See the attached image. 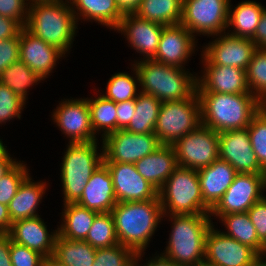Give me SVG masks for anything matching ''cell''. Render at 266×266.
Returning <instances> with one entry per match:
<instances>
[{
	"instance_id": "16",
	"label": "cell",
	"mask_w": 266,
	"mask_h": 266,
	"mask_svg": "<svg viewBox=\"0 0 266 266\" xmlns=\"http://www.w3.org/2000/svg\"><path fill=\"white\" fill-rule=\"evenodd\" d=\"M219 158L227 161L237 173L266 174L252 149L247 128L219 133Z\"/></svg>"
},
{
	"instance_id": "59",
	"label": "cell",
	"mask_w": 266,
	"mask_h": 266,
	"mask_svg": "<svg viewBox=\"0 0 266 266\" xmlns=\"http://www.w3.org/2000/svg\"><path fill=\"white\" fill-rule=\"evenodd\" d=\"M3 139H0V154L6 150L7 146L6 144H3Z\"/></svg>"
},
{
	"instance_id": "27",
	"label": "cell",
	"mask_w": 266,
	"mask_h": 266,
	"mask_svg": "<svg viewBox=\"0 0 266 266\" xmlns=\"http://www.w3.org/2000/svg\"><path fill=\"white\" fill-rule=\"evenodd\" d=\"M69 2L77 24L80 20L91 23L95 21L115 31L124 17L115 0H69Z\"/></svg>"
},
{
	"instance_id": "26",
	"label": "cell",
	"mask_w": 266,
	"mask_h": 266,
	"mask_svg": "<svg viewBox=\"0 0 266 266\" xmlns=\"http://www.w3.org/2000/svg\"><path fill=\"white\" fill-rule=\"evenodd\" d=\"M33 181L29 174L20 184L16 195L9 202L8 210L12 223L40 216L36 210H38L39 204L42 203V197L46 193L48 183L42 180Z\"/></svg>"
},
{
	"instance_id": "40",
	"label": "cell",
	"mask_w": 266,
	"mask_h": 266,
	"mask_svg": "<svg viewBox=\"0 0 266 266\" xmlns=\"http://www.w3.org/2000/svg\"><path fill=\"white\" fill-rule=\"evenodd\" d=\"M136 255L130 248L121 244L97 248L92 266H130Z\"/></svg>"
},
{
	"instance_id": "39",
	"label": "cell",
	"mask_w": 266,
	"mask_h": 266,
	"mask_svg": "<svg viewBox=\"0 0 266 266\" xmlns=\"http://www.w3.org/2000/svg\"><path fill=\"white\" fill-rule=\"evenodd\" d=\"M247 129L257 160L266 170V105L254 115Z\"/></svg>"
},
{
	"instance_id": "45",
	"label": "cell",
	"mask_w": 266,
	"mask_h": 266,
	"mask_svg": "<svg viewBox=\"0 0 266 266\" xmlns=\"http://www.w3.org/2000/svg\"><path fill=\"white\" fill-rule=\"evenodd\" d=\"M20 33L12 38L0 41V75L12 63L19 60Z\"/></svg>"
},
{
	"instance_id": "3",
	"label": "cell",
	"mask_w": 266,
	"mask_h": 266,
	"mask_svg": "<svg viewBox=\"0 0 266 266\" xmlns=\"http://www.w3.org/2000/svg\"><path fill=\"white\" fill-rule=\"evenodd\" d=\"M169 218L171 232L165 250L161 253L180 266L204 262L205 239L213 225L210 214L163 215Z\"/></svg>"
},
{
	"instance_id": "25",
	"label": "cell",
	"mask_w": 266,
	"mask_h": 266,
	"mask_svg": "<svg viewBox=\"0 0 266 266\" xmlns=\"http://www.w3.org/2000/svg\"><path fill=\"white\" fill-rule=\"evenodd\" d=\"M134 165L138 173L157 190L178 167L172 145H160L154 152L138 160Z\"/></svg>"
},
{
	"instance_id": "61",
	"label": "cell",
	"mask_w": 266,
	"mask_h": 266,
	"mask_svg": "<svg viewBox=\"0 0 266 266\" xmlns=\"http://www.w3.org/2000/svg\"><path fill=\"white\" fill-rule=\"evenodd\" d=\"M259 259H261L266 264V255H259Z\"/></svg>"
},
{
	"instance_id": "43",
	"label": "cell",
	"mask_w": 266,
	"mask_h": 266,
	"mask_svg": "<svg viewBox=\"0 0 266 266\" xmlns=\"http://www.w3.org/2000/svg\"><path fill=\"white\" fill-rule=\"evenodd\" d=\"M12 266H41L44 256L10 240Z\"/></svg>"
},
{
	"instance_id": "46",
	"label": "cell",
	"mask_w": 266,
	"mask_h": 266,
	"mask_svg": "<svg viewBox=\"0 0 266 266\" xmlns=\"http://www.w3.org/2000/svg\"><path fill=\"white\" fill-rule=\"evenodd\" d=\"M247 213L255 227L258 239L263 243L266 240V195L257 201Z\"/></svg>"
},
{
	"instance_id": "37",
	"label": "cell",
	"mask_w": 266,
	"mask_h": 266,
	"mask_svg": "<svg viewBox=\"0 0 266 266\" xmlns=\"http://www.w3.org/2000/svg\"><path fill=\"white\" fill-rule=\"evenodd\" d=\"M250 94L266 105V49L257 48L246 70Z\"/></svg>"
},
{
	"instance_id": "11",
	"label": "cell",
	"mask_w": 266,
	"mask_h": 266,
	"mask_svg": "<svg viewBox=\"0 0 266 266\" xmlns=\"http://www.w3.org/2000/svg\"><path fill=\"white\" fill-rule=\"evenodd\" d=\"M100 142L103 146V163L135 164L161 145L154 133L136 134L126 130H117Z\"/></svg>"
},
{
	"instance_id": "35",
	"label": "cell",
	"mask_w": 266,
	"mask_h": 266,
	"mask_svg": "<svg viewBox=\"0 0 266 266\" xmlns=\"http://www.w3.org/2000/svg\"><path fill=\"white\" fill-rule=\"evenodd\" d=\"M44 80L20 59L8 66L0 75V82L25 102L28 100L30 87Z\"/></svg>"
},
{
	"instance_id": "5",
	"label": "cell",
	"mask_w": 266,
	"mask_h": 266,
	"mask_svg": "<svg viewBox=\"0 0 266 266\" xmlns=\"http://www.w3.org/2000/svg\"><path fill=\"white\" fill-rule=\"evenodd\" d=\"M139 75L140 92L153 95L161 102L189 98L197 86V73L168 66L153 60L133 63Z\"/></svg>"
},
{
	"instance_id": "52",
	"label": "cell",
	"mask_w": 266,
	"mask_h": 266,
	"mask_svg": "<svg viewBox=\"0 0 266 266\" xmlns=\"http://www.w3.org/2000/svg\"><path fill=\"white\" fill-rule=\"evenodd\" d=\"M141 1L142 0H115L118 9L123 15L135 13Z\"/></svg>"
},
{
	"instance_id": "32",
	"label": "cell",
	"mask_w": 266,
	"mask_h": 266,
	"mask_svg": "<svg viewBox=\"0 0 266 266\" xmlns=\"http://www.w3.org/2000/svg\"><path fill=\"white\" fill-rule=\"evenodd\" d=\"M221 221L227 231H222L226 236L253 248L258 254L261 252L262 242L258 239L255 227L247 212L226 215H210Z\"/></svg>"
},
{
	"instance_id": "57",
	"label": "cell",
	"mask_w": 266,
	"mask_h": 266,
	"mask_svg": "<svg viewBox=\"0 0 266 266\" xmlns=\"http://www.w3.org/2000/svg\"><path fill=\"white\" fill-rule=\"evenodd\" d=\"M52 1H57V0H27V2L30 4H33L35 2H52Z\"/></svg>"
},
{
	"instance_id": "6",
	"label": "cell",
	"mask_w": 266,
	"mask_h": 266,
	"mask_svg": "<svg viewBox=\"0 0 266 266\" xmlns=\"http://www.w3.org/2000/svg\"><path fill=\"white\" fill-rule=\"evenodd\" d=\"M98 142H68L60 164L63 204L76 203L80 199L92 174L103 163V146L101 144L99 148Z\"/></svg>"
},
{
	"instance_id": "19",
	"label": "cell",
	"mask_w": 266,
	"mask_h": 266,
	"mask_svg": "<svg viewBox=\"0 0 266 266\" xmlns=\"http://www.w3.org/2000/svg\"><path fill=\"white\" fill-rule=\"evenodd\" d=\"M163 27L164 25L140 18L133 13L124 15L115 31L123 34L130 47L143 56L134 60L135 63L155 57Z\"/></svg>"
},
{
	"instance_id": "60",
	"label": "cell",
	"mask_w": 266,
	"mask_h": 266,
	"mask_svg": "<svg viewBox=\"0 0 266 266\" xmlns=\"http://www.w3.org/2000/svg\"><path fill=\"white\" fill-rule=\"evenodd\" d=\"M254 266H266V264L261 259H259Z\"/></svg>"
},
{
	"instance_id": "58",
	"label": "cell",
	"mask_w": 266,
	"mask_h": 266,
	"mask_svg": "<svg viewBox=\"0 0 266 266\" xmlns=\"http://www.w3.org/2000/svg\"><path fill=\"white\" fill-rule=\"evenodd\" d=\"M259 255H266V240L262 243L261 252Z\"/></svg>"
},
{
	"instance_id": "41",
	"label": "cell",
	"mask_w": 266,
	"mask_h": 266,
	"mask_svg": "<svg viewBox=\"0 0 266 266\" xmlns=\"http://www.w3.org/2000/svg\"><path fill=\"white\" fill-rule=\"evenodd\" d=\"M19 161L7 174L0 179V204L7 205L16 195V192L23 180L31 173L23 163Z\"/></svg>"
},
{
	"instance_id": "47",
	"label": "cell",
	"mask_w": 266,
	"mask_h": 266,
	"mask_svg": "<svg viewBox=\"0 0 266 266\" xmlns=\"http://www.w3.org/2000/svg\"><path fill=\"white\" fill-rule=\"evenodd\" d=\"M117 130H124L135 114V99L116 103Z\"/></svg>"
},
{
	"instance_id": "48",
	"label": "cell",
	"mask_w": 266,
	"mask_h": 266,
	"mask_svg": "<svg viewBox=\"0 0 266 266\" xmlns=\"http://www.w3.org/2000/svg\"><path fill=\"white\" fill-rule=\"evenodd\" d=\"M22 28L17 21L0 15V41L17 36Z\"/></svg>"
},
{
	"instance_id": "18",
	"label": "cell",
	"mask_w": 266,
	"mask_h": 266,
	"mask_svg": "<svg viewBox=\"0 0 266 266\" xmlns=\"http://www.w3.org/2000/svg\"><path fill=\"white\" fill-rule=\"evenodd\" d=\"M196 37L183 25L164 26L153 61L185 69L197 50Z\"/></svg>"
},
{
	"instance_id": "9",
	"label": "cell",
	"mask_w": 266,
	"mask_h": 266,
	"mask_svg": "<svg viewBox=\"0 0 266 266\" xmlns=\"http://www.w3.org/2000/svg\"><path fill=\"white\" fill-rule=\"evenodd\" d=\"M230 1L183 0L180 24L195 37H211L226 33Z\"/></svg>"
},
{
	"instance_id": "62",
	"label": "cell",
	"mask_w": 266,
	"mask_h": 266,
	"mask_svg": "<svg viewBox=\"0 0 266 266\" xmlns=\"http://www.w3.org/2000/svg\"><path fill=\"white\" fill-rule=\"evenodd\" d=\"M193 266H212V265H209V264L203 262L201 264H197V265H193Z\"/></svg>"
},
{
	"instance_id": "55",
	"label": "cell",
	"mask_w": 266,
	"mask_h": 266,
	"mask_svg": "<svg viewBox=\"0 0 266 266\" xmlns=\"http://www.w3.org/2000/svg\"><path fill=\"white\" fill-rule=\"evenodd\" d=\"M41 266H65V265L59 262L55 257L48 256L44 257Z\"/></svg>"
},
{
	"instance_id": "51",
	"label": "cell",
	"mask_w": 266,
	"mask_h": 266,
	"mask_svg": "<svg viewBox=\"0 0 266 266\" xmlns=\"http://www.w3.org/2000/svg\"><path fill=\"white\" fill-rule=\"evenodd\" d=\"M19 161L16 157L13 159L6 149L0 154V179L7 174Z\"/></svg>"
},
{
	"instance_id": "49",
	"label": "cell",
	"mask_w": 266,
	"mask_h": 266,
	"mask_svg": "<svg viewBox=\"0 0 266 266\" xmlns=\"http://www.w3.org/2000/svg\"><path fill=\"white\" fill-rule=\"evenodd\" d=\"M251 40L257 48L266 49V9L261 16Z\"/></svg>"
},
{
	"instance_id": "30",
	"label": "cell",
	"mask_w": 266,
	"mask_h": 266,
	"mask_svg": "<svg viewBox=\"0 0 266 266\" xmlns=\"http://www.w3.org/2000/svg\"><path fill=\"white\" fill-rule=\"evenodd\" d=\"M96 251L97 248L86 241L57 236L52 256L65 266H92Z\"/></svg>"
},
{
	"instance_id": "50",
	"label": "cell",
	"mask_w": 266,
	"mask_h": 266,
	"mask_svg": "<svg viewBox=\"0 0 266 266\" xmlns=\"http://www.w3.org/2000/svg\"><path fill=\"white\" fill-rule=\"evenodd\" d=\"M10 240L8 233H0V266H12Z\"/></svg>"
},
{
	"instance_id": "8",
	"label": "cell",
	"mask_w": 266,
	"mask_h": 266,
	"mask_svg": "<svg viewBox=\"0 0 266 266\" xmlns=\"http://www.w3.org/2000/svg\"><path fill=\"white\" fill-rule=\"evenodd\" d=\"M199 125H201V106L195 91L184 100L161 103L154 134L161 145H173Z\"/></svg>"
},
{
	"instance_id": "23",
	"label": "cell",
	"mask_w": 266,
	"mask_h": 266,
	"mask_svg": "<svg viewBox=\"0 0 266 266\" xmlns=\"http://www.w3.org/2000/svg\"><path fill=\"white\" fill-rule=\"evenodd\" d=\"M76 203L99 213L111 212L115 207L117 200L112 176L104 163L92 174Z\"/></svg>"
},
{
	"instance_id": "24",
	"label": "cell",
	"mask_w": 266,
	"mask_h": 266,
	"mask_svg": "<svg viewBox=\"0 0 266 266\" xmlns=\"http://www.w3.org/2000/svg\"><path fill=\"white\" fill-rule=\"evenodd\" d=\"M197 172L203 201L210 209L218 203L238 174L227 161L220 158Z\"/></svg>"
},
{
	"instance_id": "7",
	"label": "cell",
	"mask_w": 266,
	"mask_h": 266,
	"mask_svg": "<svg viewBox=\"0 0 266 266\" xmlns=\"http://www.w3.org/2000/svg\"><path fill=\"white\" fill-rule=\"evenodd\" d=\"M163 215L210 214L204 203L198 172L178 166L158 190Z\"/></svg>"
},
{
	"instance_id": "34",
	"label": "cell",
	"mask_w": 266,
	"mask_h": 266,
	"mask_svg": "<svg viewBox=\"0 0 266 266\" xmlns=\"http://www.w3.org/2000/svg\"><path fill=\"white\" fill-rule=\"evenodd\" d=\"M96 95L94 99L93 97H87V102L90 108L91 126L94 134L98 136L100 133V138L103 139L117 131V109L115 102L106 99L103 95Z\"/></svg>"
},
{
	"instance_id": "2",
	"label": "cell",
	"mask_w": 266,
	"mask_h": 266,
	"mask_svg": "<svg viewBox=\"0 0 266 266\" xmlns=\"http://www.w3.org/2000/svg\"><path fill=\"white\" fill-rule=\"evenodd\" d=\"M77 27L69 0L35 2L28 7L25 28L64 55L73 47Z\"/></svg>"
},
{
	"instance_id": "56",
	"label": "cell",
	"mask_w": 266,
	"mask_h": 266,
	"mask_svg": "<svg viewBox=\"0 0 266 266\" xmlns=\"http://www.w3.org/2000/svg\"><path fill=\"white\" fill-rule=\"evenodd\" d=\"M145 253H146V252L138 253V254L136 255V258L134 259V261L130 264V266H143L142 261H144V260H143L142 257H145V256H144ZM141 259H142V260H141ZM138 261H139V262H138ZM140 262H141V264H139Z\"/></svg>"
},
{
	"instance_id": "20",
	"label": "cell",
	"mask_w": 266,
	"mask_h": 266,
	"mask_svg": "<svg viewBox=\"0 0 266 266\" xmlns=\"http://www.w3.org/2000/svg\"><path fill=\"white\" fill-rule=\"evenodd\" d=\"M110 171L117 202L155 199L158 190L145 180L131 163H104Z\"/></svg>"
},
{
	"instance_id": "22",
	"label": "cell",
	"mask_w": 266,
	"mask_h": 266,
	"mask_svg": "<svg viewBox=\"0 0 266 266\" xmlns=\"http://www.w3.org/2000/svg\"><path fill=\"white\" fill-rule=\"evenodd\" d=\"M46 223L40 216L18 220L11 224L8 235L11 241L26 246L44 257L52 256L58 229L48 231Z\"/></svg>"
},
{
	"instance_id": "44",
	"label": "cell",
	"mask_w": 266,
	"mask_h": 266,
	"mask_svg": "<svg viewBox=\"0 0 266 266\" xmlns=\"http://www.w3.org/2000/svg\"><path fill=\"white\" fill-rule=\"evenodd\" d=\"M27 0H0V15L17 21L25 27L28 18Z\"/></svg>"
},
{
	"instance_id": "13",
	"label": "cell",
	"mask_w": 266,
	"mask_h": 266,
	"mask_svg": "<svg viewBox=\"0 0 266 266\" xmlns=\"http://www.w3.org/2000/svg\"><path fill=\"white\" fill-rule=\"evenodd\" d=\"M214 226L210 227L205 239V263L212 266L255 265L259 254L253 248L226 236Z\"/></svg>"
},
{
	"instance_id": "4",
	"label": "cell",
	"mask_w": 266,
	"mask_h": 266,
	"mask_svg": "<svg viewBox=\"0 0 266 266\" xmlns=\"http://www.w3.org/2000/svg\"><path fill=\"white\" fill-rule=\"evenodd\" d=\"M201 124L217 133L244 129L263 104L252 94L197 93Z\"/></svg>"
},
{
	"instance_id": "54",
	"label": "cell",
	"mask_w": 266,
	"mask_h": 266,
	"mask_svg": "<svg viewBox=\"0 0 266 266\" xmlns=\"http://www.w3.org/2000/svg\"><path fill=\"white\" fill-rule=\"evenodd\" d=\"M155 255H152V257L148 261L145 260L146 263H143V266H180L174 261L163 256L161 253H155Z\"/></svg>"
},
{
	"instance_id": "38",
	"label": "cell",
	"mask_w": 266,
	"mask_h": 266,
	"mask_svg": "<svg viewBox=\"0 0 266 266\" xmlns=\"http://www.w3.org/2000/svg\"><path fill=\"white\" fill-rule=\"evenodd\" d=\"M94 248H105L119 244L112 213H99L93 222L86 239Z\"/></svg>"
},
{
	"instance_id": "17",
	"label": "cell",
	"mask_w": 266,
	"mask_h": 266,
	"mask_svg": "<svg viewBox=\"0 0 266 266\" xmlns=\"http://www.w3.org/2000/svg\"><path fill=\"white\" fill-rule=\"evenodd\" d=\"M203 70L197 75V93L250 94L246 70L212 65L202 55Z\"/></svg>"
},
{
	"instance_id": "14",
	"label": "cell",
	"mask_w": 266,
	"mask_h": 266,
	"mask_svg": "<svg viewBox=\"0 0 266 266\" xmlns=\"http://www.w3.org/2000/svg\"><path fill=\"white\" fill-rule=\"evenodd\" d=\"M52 112V122L56 123L69 143L99 141L91 126L87 98L61 99Z\"/></svg>"
},
{
	"instance_id": "42",
	"label": "cell",
	"mask_w": 266,
	"mask_h": 266,
	"mask_svg": "<svg viewBox=\"0 0 266 266\" xmlns=\"http://www.w3.org/2000/svg\"><path fill=\"white\" fill-rule=\"evenodd\" d=\"M26 103L10 88L0 82V125L6 124V122L16 117L17 119H21L20 114L26 108Z\"/></svg>"
},
{
	"instance_id": "33",
	"label": "cell",
	"mask_w": 266,
	"mask_h": 266,
	"mask_svg": "<svg viewBox=\"0 0 266 266\" xmlns=\"http://www.w3.org/2000/svg\"><path fill=\"white\" fill-rule=\"evenodd\" d=\"M161 103L153 95L140 92L135 99V114L124 130L136 134L154 133Z\"/></svg>"
},
{
	"instance_id": "29",
	"label": "cell",
	"mask_w": 266,
	"mask_h": 266,
	"mask_svg": "<svg viewBox=\"0 0 266 266\" xmlns=\"http://www.w3.org/2000/svg\"><path fill=\"white\" fill-rule=\"evenodd\" d=\"M58 236L70 240L84 241L99 212L82 207L77 203L63 204Z\"/></svg>"
},
{
	"instance_id": "21",
	"label": "cell",
	"mask_w": 266,
	"mask_h": 266,
	"mask_svg": "<svg viewBox=\"0 0 266 266\" xmlns=\"http://www.w3.org/2000/svg\"><path fill=\"white\" fill-rule=\"evenodd\" d=\"M19 59L43 79L50 76L57 62L65 58L60 50L38 38L25 27L20 31Z\"/></svg>"
},
{
	"instance_id": "15",
	"label": "cell",
	"mask_w": 266,
	"mask_h": 266,
	"mask_svg": "<svg viewBox=\"0 0 266 266\" xmlns=\"http://www.w3.org/2000/svg\"><path fill=\"white\" fill-rule=\"evenodd\" d=\"M213 41L202 47L201 55L212 65L237 67L247 70L257 49L249 38L235 37L227 33L213 36Z\"/></svg>"
},
{
	"instance_id": "28",
	"label": "cell",
	"mask_w": 266,
	"mask_h": 266,
	"mask_svg": "<svg viewBox=\"0 0 266 266\" xmlns=\"http://www.w3.org/2000/svg\"><path fill=\"white\" fill-rule=\"evenodd\" d=\"M229 4L227 34L235 37L249 38L254 36L256 27L266 9L261 3L245 0L235 7ZM233 29H231V28ZM231 29V30H229Z\"/></svg>"
},
{
	"instance_id": "53",
	"label": "cell",
	"mask_w": 266,
	"mask_h": 266,
	"mask_svg": "<svg viewBox=\"0 0 266 266\" xmlns=\"http://www.w3.org/2000/svg\"><path fill=\"white\" fill-rule=\"evenodd\" d=\"M11 217L9 215L8 206L0 204V233H8L11 228Z\"/></svg>"
},
{
	"instance_id": "1",
	"label": "cell",
	"mask_w": 266,
	"mask_h": 266,
	"mask_svg": "<svg viewBox=\"0 0 266 266\" xmlns=\"http://www.w3.org/2000/svg\"><path fill=\"white\" fill-rule=\"evenodd\" d=\"M111 213L119 244L136 254L146 251L158 225L163 221L158 196L147 201L117 202Z\"/></svg>"
},
{
	"instance_id": "10",
	"label": "cell",
	"mask_w": 266,
	"mask_h": 266,
	"mask_svg": "<svg viewBox=\"0 0 266 266\" xmlns=\"http://www.w3.org/2000/svg\"><path fill=\"white\" fill-rule=\"evenodd\" d=\"M172 147L178 166L198 171L219 158V133L201 124Z\"/></svg>"
},
{
	"instance_id": "12",
	"label": "cell",
	"mask_w": 266,
	"mask_h": 266,
	"mask_svg": "<svg viewBox=\"0 0 266 266\" xmlns=\"http://www.w3.org/2000/svg\"><path fill=\"white\" fill-rule=\"evenodd\" d=\"M266 174L238 173L210 215L247 212L265 196Z\"/></svg>"
},
{
	"instance_id": "31",
	"label": "cell",
	"mask_w": 266,
	"mask_h": 266,
	"mask_svg": "<svg viewBox=\"0 0 266 266\" xmlns=\"http://www.w3.org/2000/svg\"><path fill=\"white\" fill-rule=\"evenodd\" d=\"M183 0H142L134 14L164 26L180 24Z\"/></svg>"
},
{
	"instance_id": "36",
	"label": "cell",
	"mask_w": 266,
	"mask_h": 266,
	"mask_svg": "<svg viewBox=\"0 0 266 266\" xmlns=\"http://www.w3.org/2000/svg\"><path fill=\"white\" fill-rule=\"evenodd\" d=\"M131 66L133 75L128 72L113 74L107 82L106 92L101 95L115 103L136 99L140 93L139 75L134 65Z\"/></svg>"
}]
</instances>
